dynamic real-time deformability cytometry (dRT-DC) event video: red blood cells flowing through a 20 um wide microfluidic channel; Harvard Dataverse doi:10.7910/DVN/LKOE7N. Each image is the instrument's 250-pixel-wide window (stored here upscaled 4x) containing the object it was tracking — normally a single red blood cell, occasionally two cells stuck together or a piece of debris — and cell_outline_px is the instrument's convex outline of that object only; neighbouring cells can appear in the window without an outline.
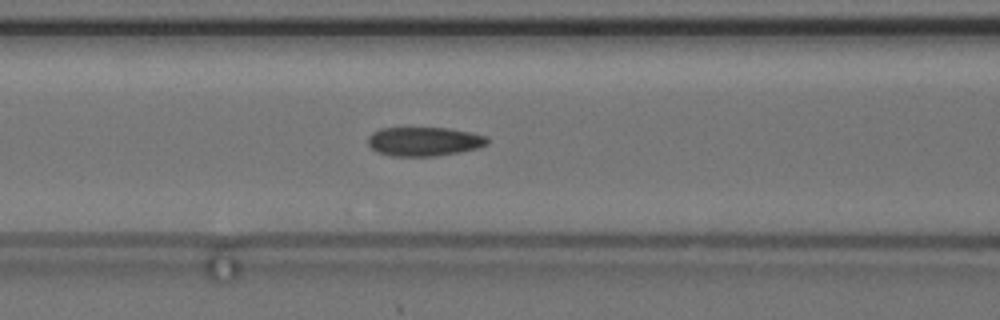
{"species": "common noctule bat (a hibernating species)", "species_latin": "Nyctalus noctula", "temperature_condition": "cold", "stored_images_in_passage": 43, "camera_frame_rate_fps": 3000, "um_per_image_px": 0.085, "animal": {"sex": "female", "body_mass_g": 24.6, "forearm_length_mm": 56.2}, "frame": {"image": 1, "passage_image": 18, "time_ms": 5.667, "image_size_px": [1000, 320], "cell_outline_px": [[488, 144], [476, 148], [460, 152], [436, 156], [392, 156], [376, 152], [368, 144], [368, 136], [372, 132], [380, 128], [448, 128], [472, 132], [488, 136]], "centroid_in_image_um": [36.05, 12.02], "position_along_channel_um": 130.6, "area_um2": 20.35}, "authors_computed_cell_mechanics": {"area_um2": 20.3456, "velocity_mm_per_s": 3.6808, "shape_relaxation_time_tau1_ms": null, "shape_relaxation_time_tau2_ms": 2.3787, "deformation_change_tau1": null, "deformation_change_tau2": 0.0915}}